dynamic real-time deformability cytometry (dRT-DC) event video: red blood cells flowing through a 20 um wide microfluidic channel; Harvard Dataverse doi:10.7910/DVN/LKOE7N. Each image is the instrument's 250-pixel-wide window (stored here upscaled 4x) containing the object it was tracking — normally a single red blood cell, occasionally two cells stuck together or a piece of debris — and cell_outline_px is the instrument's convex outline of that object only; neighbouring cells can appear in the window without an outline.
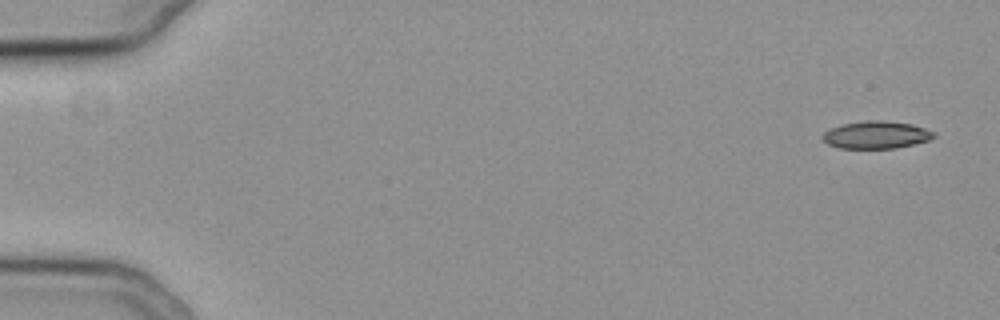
{"species": "common noctule bat (a hibernating species)", "species_latin": "Nyctalus noctula", "temperature_condition": "cold", "stored_images_in_passage": 54, "camera_frame_rate_fps": 3000, "um_per_image_px": 0.085, "animal": {"sex": "female", "body_mass_g": 19.3, "forearm_length_mm": 54.1}, "frame": {"image": 1, "passage_image": 1, "time_ms": 0.0, "image_size_px": [1000, 320], "cell_outline_px": [[936, 136], [928, 140], [896, 148], [840, 148], [828, 144], [820, 136], [828, 128], [840, 124], [864, 120], [880, 120], [912, 124], [936, 132]], "centroid_in_image_um": [74.44, 11.45], "position_along_channel_um": 10.6, "area_um2": 17.92}}
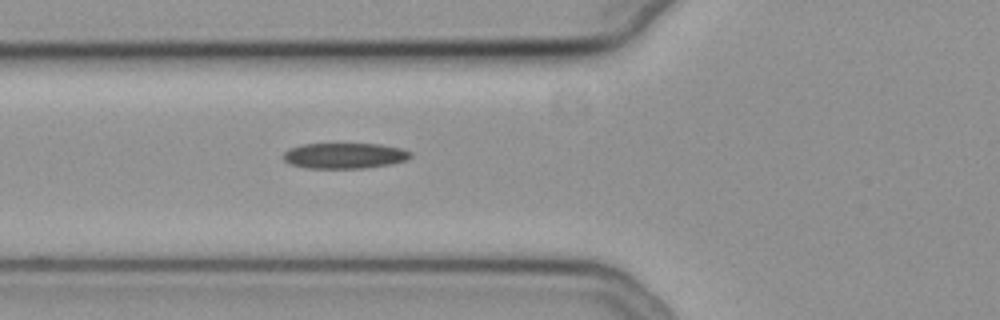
{"frame": {"image": 2, "passage_image": 20, "time_ms": 6.333, "image_size_px": [1000, 320], "cell_outline_px": [[412, 156], [404, 160], [388, 164], [364, 168], [304, 168], [288, 164], [284, 160], [284, 152], [288, 148], [300, 144], [380, 144], [400, 148], [412, 152]], "centroid_in_image_um": [29.22, 13.23], "position_along_channel_um": 96.6, "area_um2": 19.02}}
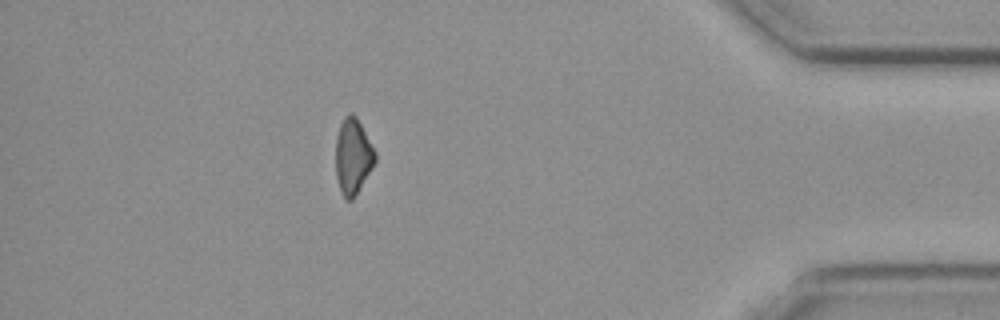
{"frame": {"image": 3, "passage_image": 48, "time_ms": 15.667, "image_size_px": [1000, 320], "cell_outline_px": [[376, 160], [372, 168], [352, 200], [344, 200], [340, 192], [336, 176], [336, 136], [340, 124], [344, 116], [352, 112], [356, 116], [376, 152]], "centroid_in_image_um": [29.98, 13.29], "position_along_channel_um": 405.2, "area_um2": 17.4}}